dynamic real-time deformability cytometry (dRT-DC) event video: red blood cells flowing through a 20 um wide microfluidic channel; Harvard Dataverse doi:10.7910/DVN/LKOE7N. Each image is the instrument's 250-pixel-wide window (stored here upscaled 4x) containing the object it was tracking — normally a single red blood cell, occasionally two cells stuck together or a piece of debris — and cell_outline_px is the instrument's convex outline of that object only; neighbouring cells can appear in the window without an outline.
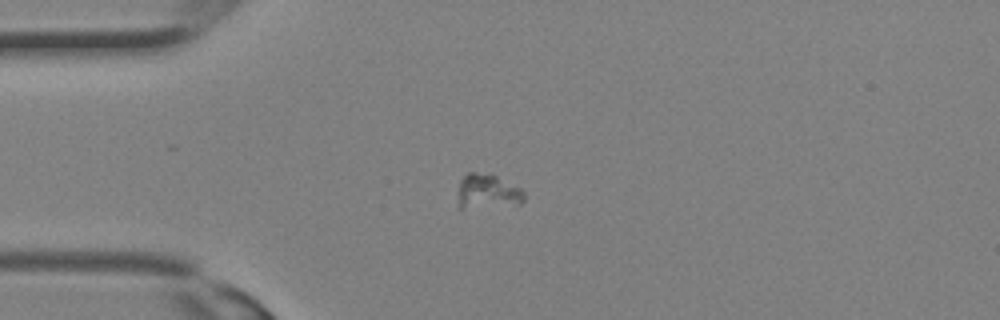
{"species": "Egyptian fruit bat (a non-hibernating species)", "species_latin": "Rousettus aegyptiacus", "temperature_condition": "room temperature", "stored_images_in_passage": 25, "camera_frame_rate_fps": 3000, "um_per_image_px": 0.085, "animal": {"sex": "female"}, "frame": {"image": 1, "passage_image": 1, "time_ms": 0.0, "image_size_px": [1000, 320], "cell_outline_px": [[524, 200], [520, 204], [460, 208], [460, 180], [468, 172], [476, 172], [496, 176], [520, 188], [524, 192]], "centroid_in_image_um": [41.47, 16.27], "position_along_channel_um": 43.5, "area_um2": 12.83}}
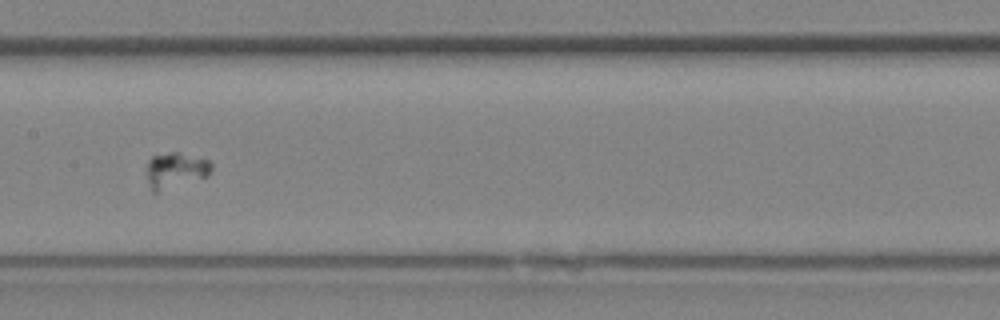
{"frame": {"image": 2, "passage_image": 9, "time_ms": 2.667, "image_size_px": [1000, 320], "cell_outline_px": [[212, 168], [208, 176], [156, 192], [152, 192], [148, 180], [148, 160], [152, 156], [172, 152], [180, 152], [208, 160], [212, 164]], "centroid_in_image_um": [14.94, 14.45], "position_along_channel_um": 192.5, "area_um2": 13.18}}
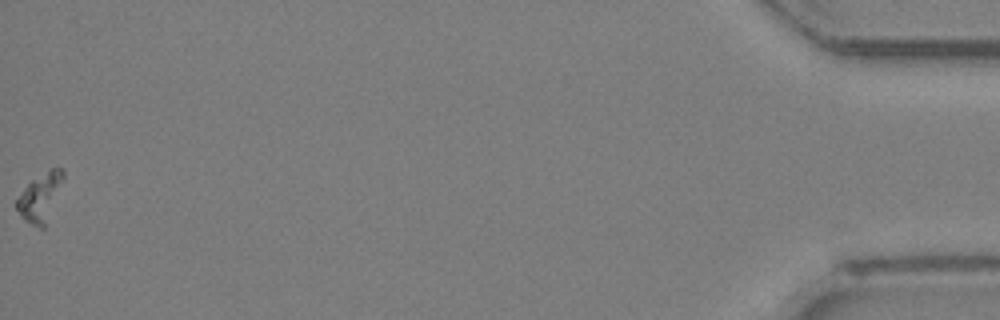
{"frame": {"image": 3, "passage_image": 25, "time_ms": 8.0, "image_size_px": [1000, 320], "cell_outline_px": [[64, 176], [44, 228], [40, 228], [24, 220], [16, 208], [16, 200], [28, 184], [32, 180], [52, 168], [64, 168]], "centroid_in_image_um": [3.4, 16.76], "position_along_channel_um": 431.8, "area_um2": 12.43}}